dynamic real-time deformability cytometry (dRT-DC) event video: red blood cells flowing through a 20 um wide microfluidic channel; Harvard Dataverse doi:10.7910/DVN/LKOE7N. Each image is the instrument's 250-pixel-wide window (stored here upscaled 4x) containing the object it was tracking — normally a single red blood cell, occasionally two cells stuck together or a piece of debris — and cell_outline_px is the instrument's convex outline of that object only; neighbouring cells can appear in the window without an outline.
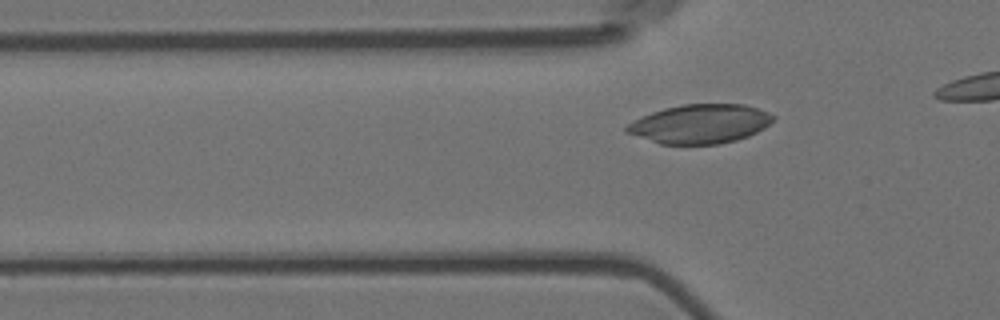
{"species": "Egyptian fruit bat (a non-hibernating species)", "species_latin": "Rousettus aegyptiacus", "temperature_condition": "room temperature", "stored_images_in_passage": 4, "segment_of_instrument_passage": [2, 2], "camera_frame_rate_fps": 3000, "um_per_image_px": 0.085, "animal": {"sex": "female"}, "frame": {"image": 1, "passage_image": 4, "time_ms": 1.0, "image_size_px": [1000, 320], "cell_outline_px": [[776, 116], [764, 128], [748, 136], [736, 140], [720, 144], [660, 144], [628, 132], [624, 128], [628, 124], [652, 112], [664, 108], [684, 104], [744, 104], [768, 112]], "centroid_in_image_um": [59.54, 10.53], "position_along_channel_um": 66.3, "area_um2": 32.95}}